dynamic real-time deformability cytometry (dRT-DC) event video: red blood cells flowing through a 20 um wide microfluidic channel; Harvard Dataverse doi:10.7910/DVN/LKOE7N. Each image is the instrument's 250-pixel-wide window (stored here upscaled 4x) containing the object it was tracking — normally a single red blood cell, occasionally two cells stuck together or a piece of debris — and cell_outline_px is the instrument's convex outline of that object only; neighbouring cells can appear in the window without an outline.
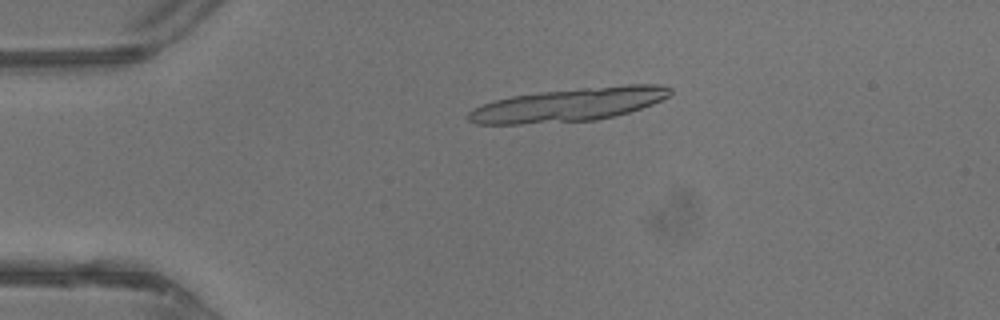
{"species": "common noctule bat (a hibernating species)", "species_latin": "Nyctalus noctula", "temperature_condition": "warm", "stored_images_in_passage": 17, "camera_frame_rate_fps": 3000, "um_per_image_px": 0.085, "animal": {"sex": "male", "body_mass_g": 13.3}, "frame": {"image": 1, "passage_image": 10, "time_ms": 3.0, "image_size_px": [1000, 320], "cell_outline_px": [[672, 92], [668, 96], [652, 104], [628, 112], [596, 120], [520, 124], [476, 124], [468, 120], [464, 116], [472, 108], [492, 100], [512, 96], [540, 92], [628, 84], [660, 84], [672, 88]], "centroid_in_image_um": [48.29, 8.9], "position_along_channel_um": 36.7, "area_um2": 39.19}}